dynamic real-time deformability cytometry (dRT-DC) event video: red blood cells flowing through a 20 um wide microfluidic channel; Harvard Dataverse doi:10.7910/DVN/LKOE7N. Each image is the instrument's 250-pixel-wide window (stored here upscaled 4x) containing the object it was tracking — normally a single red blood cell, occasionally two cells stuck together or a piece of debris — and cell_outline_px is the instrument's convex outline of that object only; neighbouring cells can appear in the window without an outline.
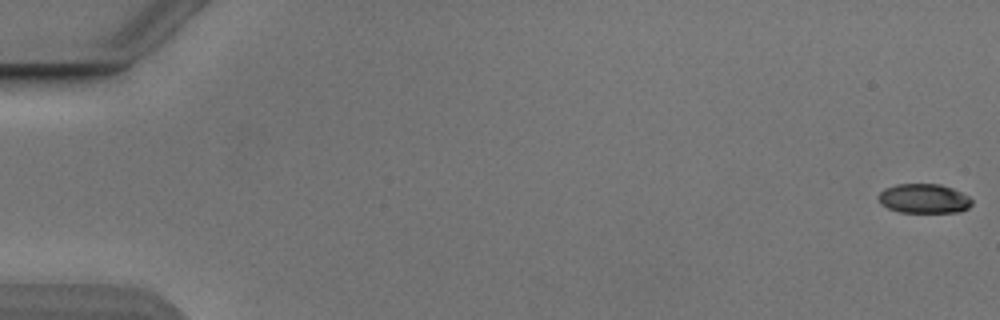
{"species": "Egyptian fruit bat (a non-hibernating species)", "species_latin": "Rousettus aegyptiacus", "temperature_condition": "cold", "stored_images_in_passage": 54, "camera_frame_rate_fps": 3000, "um_per_image_px": 0.085, "animal": {"sex": "male"}, "frame": {"image": 1, "passage_image": 1, "time_ms": 0.0, "image_size_px": [1000, 320], "cell_outline_px": [[972, 204], [968, 208], [956, 212], [900, 212], [888, 208], [880, 204], [876, 196], [884, 188], [896, 184], [940, 184], [952, 188], [968, 196], [972, 200]], "centroid_in_image_um": [78.49, 16.87], "position_along_channel_um": 6.5, "area_um2": 16.07}}
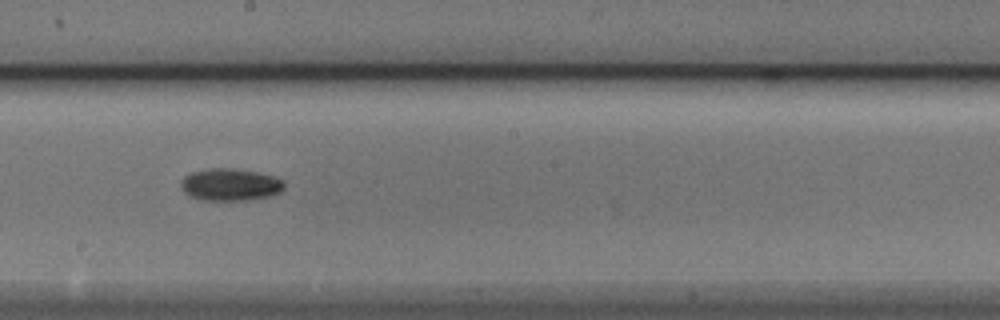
{"frame": {"image": 2, "passage_image": 31, "time_ms": 10.0, "image_size_px": [1000, 320], "cell_outline_px": [[284, 188], [280, 192], [272, 196], [248, 200], [200, 200], [188, 196], [184, 192], [180, 184], [180, 180], [184, 176], [192, 172], [208, 168], [232, 168], [256, 172], [272, 176], [284, 180]], "centroid_in_image_um": [19.55, 15.7], "position_along_channel_um": 228.7, "area_um2": 19.59}}
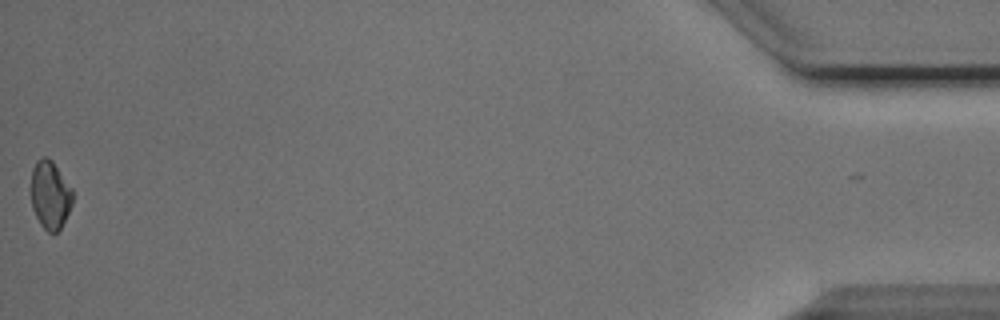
{"frame": {"image": 3, "passage_image": 54, "time_ms": 17.667, "image_size_px": [1000, 320], "cell_outline_px": [[72, 204], [60, 228], [56, 232], [48, 232], [40, 224], [32, 208], [32, 168], [36, 160], [44, 156], [52, 160], [72, 188]], "centroid_in_image_um": [4.26, 16.54], "position_along_channel_um": 430.9, "area_um2": 16.3}, "authors_computed_cell_mechanics": {"area_um2": 17.5423, "velocity_mm_per_s": 3.8785, "shape_relaxation_time_tau1_ms": 3.1723, "shape_relaxation_time_tau2_ms": null, "deformation_change_tau1": 0.0965, "deformation_change_tau2": null}}